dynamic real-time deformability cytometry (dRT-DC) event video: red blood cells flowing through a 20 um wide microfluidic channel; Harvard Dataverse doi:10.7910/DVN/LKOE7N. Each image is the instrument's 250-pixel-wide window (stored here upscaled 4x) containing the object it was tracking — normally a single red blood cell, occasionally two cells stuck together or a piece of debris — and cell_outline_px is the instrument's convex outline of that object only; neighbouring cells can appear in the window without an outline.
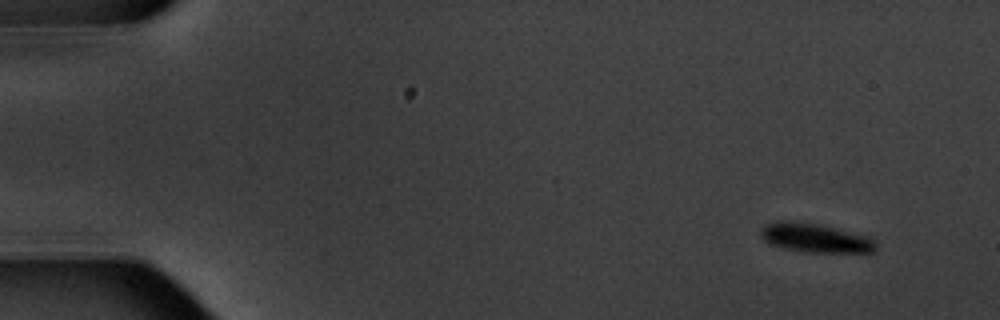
{"species": "common noctule bat (a hibernating species)", "species_latin": "Nyctalus noctula", "temperature_condition": "warm", "stored_images_in_passage": 7, "camera_frame_rate_fps": 3000, "um_per_image_px": 0.085, "animal": {"sex": "male", "body_mass_g": 20.1, "forearm_length_mm": 53.5}, "frame": {"image": 1, "passage_image": 1, "time_ms": 0.0, "image_size_px": [1000, 320], "cell_outline_px": [[876, 248], [872, 252], [808, 252], [784, 248], [768, 244], [760, 236], [760, 228], [764, 224], [776, 220], [792, 220], [816, 224], [868, 236], [876, 244]], "centroid_in_image_um": [69.19, 20.21], "position_along_channel_um": 15.8, "area_um2": 19.42}}
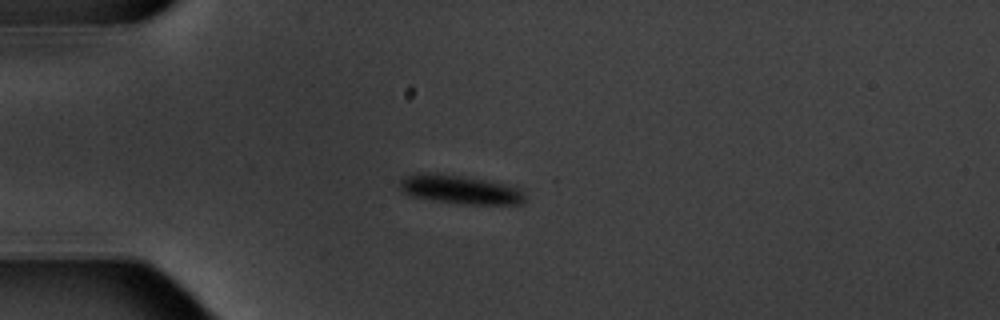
{"frame": {"image": 2, "passage_image": 4, "time_ms": 3.667, "image_size_px": [1000, 320], "cell_outline_px": [[528, 200], [524, 204], [468, 204], [436, 200], [412, 196], [404, 192], [400, 188], [400, 180], [416, 172], [428, 172], [460, 176], [516, 184], [524, 192]], "centroid_in_image_um": [39.24, 16.1], "position_along_channel_um": 45.8, "area_um2": 21.27}}
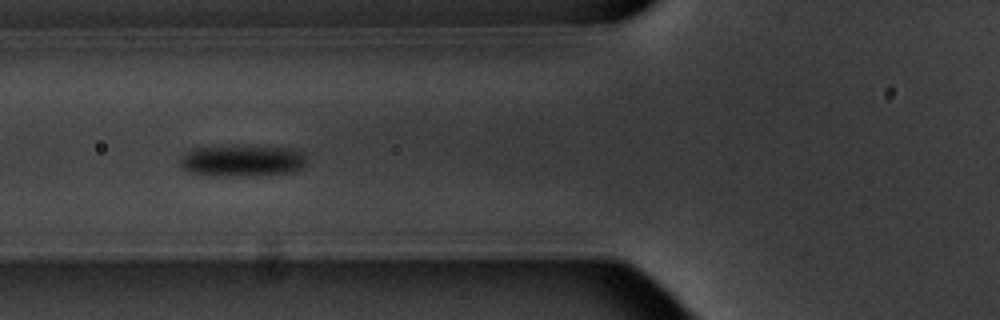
{"frame": {"image": 3, "passage_image": 6, "time_ms": 6.0, "image_size_px": [1000, 320], "cell_outline_px": [[308, 160], [296, 172], [248, 176], [208, 176], [188, 172], [180, 168], [180, 156], [184, 152], [192, 148], [228, 144], [232, 144], [296, 148]], "centroid_in_image_um": [20.52, 13.63], "position_along_channel_um": 105.3, "area_um2": 24.45}}